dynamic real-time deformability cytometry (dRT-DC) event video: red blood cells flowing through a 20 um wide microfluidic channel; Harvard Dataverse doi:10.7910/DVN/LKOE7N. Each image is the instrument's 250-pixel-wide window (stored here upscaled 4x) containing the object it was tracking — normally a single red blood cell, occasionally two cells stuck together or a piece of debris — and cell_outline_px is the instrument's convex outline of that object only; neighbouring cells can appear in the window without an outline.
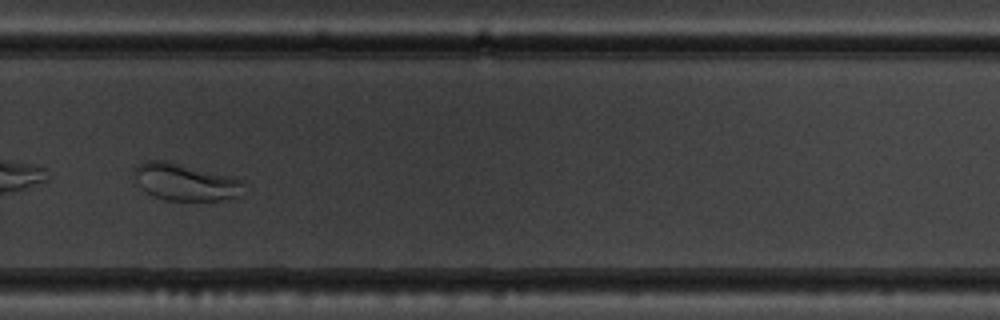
{"species": "common noctule bat (a hibernating species)", "species_latin": "Nyctalus noctula", "temperature_condition": "warm", "stored_images_in_passage": 55, "camera_frame_rate_fps": 3000, "um_per_image_px": 0.085, "animal": {"sex": "male", "body_mass_g": 19.5, "forearm_length_mm": 54.6}, "frame": {"image": 1, "passage_image": 40, "time_ms": 13.0, "image_size_px": [1000, 320], "cell_outline_px": [[244, 192], [240, 196], [224, 200], [164, 200], [148, 192], [140, 184], [136, 176], [136, 168], [144, 160], [164, 160], [244, 180]], "centroid_in_image_um": [15.83, 15.49], "position_along_channel_um": 314.0, "area_um2": 23.06}}